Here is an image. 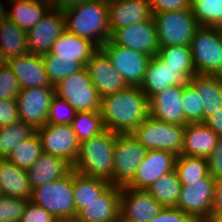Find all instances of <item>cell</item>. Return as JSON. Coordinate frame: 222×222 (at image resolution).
Here are the masks:
<instances>
[{"label":"cell","instance_id":"6da1fadb","mask_svg":"<svg viewBox=\"0 0 222 222\" xmlns=\"http://www.w3.org/2000/svg\"><path fill=\"white\" fill-rule=\"evenodd\" d=\"M100 112L106 130L129 134L149 116V99L140 87L127 86L102 97Z\"/></svg>","mask_w":222,"mask_h":222},{"label":"cell","instance_id":"7a4b0ae2","mask_svg":"<svg viewBox=\"0 0 222 222\" xmlns=\"http://www.w3.org/2000/svg\"><path fill=\"white\" fill-rule=\"evenodd\" d=\"M65 27L101 48L111 36L108 0H88L63 10Z\"/></svg>","mask_w":222,"mask_h":222},{"label":"cell","instance_id":"3957f363","mask_svg":"<svg viewBox=\"0 0 222 222\" xmlns=\"http://www.w3.org/2000/svg\"><path fill=\"white\" fill-rule=\"evenodd\" d=\"M117 133L109 130L80 142L72 169L89 177L104 179L113 185L114 147Z\"/></svg>","mask_w":222,"mask_h":222},{"label":"cell","instance_id":"277c9868","mask_svg":"<svg viewBox=\"0 0 222 222\" xmlns=\"http://www.w3.org/2000/svg\"><path fill=\"white\" fill-rule=\"evenodd\" d=\"M30 201L58 220L76 219L73 198V169L64 177L32 189Z\"/></svg>","mask_w":222,"mask_h":222},{"label":"cell","instance_id":"5b68a950","mask_svg":"<svg viewBox=\"0 0 222 222\" xmlns=\"http://www.w3.org/2000/svg\"><path fill=\"white\" fill-rule=\"evenodd\" d=\"M192 61L199 75L222 76V30L200 26L191 41Z\"/></svg>","mask_w":222,"mask_h":222},{"label":"cell","instance_id":"8992f818","mask_svg":"<svg viewBox=\"0 0 222 222\" xmlns=\"http://www.w3.org/2000/svg\"><path fill=\"white\" fill-rule=\"evenodd\" d=\"M185 126L166 123L150 115L131 133L147 150L168 151L176 156L183 149Z\"/></svg>","mask_w":222,"mask_h":222},{"label":"cell","instance_id":"52a82bcc","mask_svg":"<svg viewBox=\"0 0 222 222\" xmlns=\"http://www.w3.org/2000/svg\"><path fill=\"white\" fill-rule=\"evenodd\" d=\"M159 47L190 46L196 30L200 27L192 10L154 13Z\"/></svg>","mask_w":222,"mask_h":222},{"label":"cell","instance_id":"ba28073f","mask_svg":"<svg viewBox=\"0 0 222 222\" xmlns=\"http://www.w3.org/2000/svg\"><path fill=\"white\" fill-rule=\"evenodd\" d=\"M55 94L67 101L77 112L100 111L101 97L85 66L55 85Z\"/></svg>","mask_w":222,"mask_h":222},{"label":"cell","instance_id":"9c48e42d","mask_svg":"<svg viewBox=\"0 0 222 222\" xmlns=\"http://www.w3.org/2000/svg\"><path fill=\"white\" fill-rule=\"evenodd\" d=\"M147 151L131 133L117 134L114 147L113 185L125 186L133 178Z\"/></svg>","mask_w":222,"mask_h":222},{"label":"cell","instance_id":"30bf717a","mask_svg":"<svg viewBox=\"0 0 222 222\" xmlns=\"http://www.w3.org/2000/svg\"><path fill=\"white\" fill-rule=\"evenodd\" d=\"M101 49L120 73L127 86L139 87L143 81L150 55L113 43L110 39Z\"/></svg>","mask_w":222,"mask_h":222},{"label":"cell","instance_id":"8fae6325","mask_svg":"<svg viewBox=\"0 0 222 222\" xmlns=\"http://www.w3.org/2000/svg\"><path fill=\"white\" fill-rule=\"evenodd\" d=\"M216 180L209 174L200 181L181 186L176 207L191 215L197 222H204L211 214Z\"/></svg>","mask_w":222,"mask_h":222},{"label":"cell","instance_id":"7c38bea8","mask_svg":"<svg viewBox=\"0 0 222 222\" xmlns=\"http://www.w3.org/2000/svg\"><path fill=\"white\" fill-rule=\"evenodd\" d=\"M55 87L22 88L16 98L19 120L35 130L47 124Z\"/></svg>","mask_w":222,"mask_h":222},{"label":"cell","instance_id":"4fadbf2b","mask_svg":"<svg viewBox=\"0 0 222 222\" xmlns=\"http://www.w3.org/2000/svg\"><path fill=\"white\" fill-rule=\"evenodd\" d=\"M36 133L42 144L43 152L58 156L74 165L79 151L80 142L71 124L53 125L46 124L38 129Z\"/></svg>","mask_w":222,"mask_h":222},{"label":"cell","instance_id":"5bb4252c","mask_svg":"<svg viewBox=\"0 0 222 222\" xmlns=\"http://www.w3.org/2000/svg\"><path fill=\"white\" fill-rule=\"evenodd\" d=\"M110 30V40L113 43L140 51L151 57L157 55L159 44L156 24L153 17L142 23Z\"/></svg>","mask_w":222,"mask_h":222},{"label":"cell","instance_id":"9a60e30c","mask_svg":"<svg viewBox=\"0 0 222 222\" xmlns=\"http://www.w3.org/2000/svg\"><path fill=\"white\" fill-rule=\"evenodd\" d=\"M190 77L180 69L164 65L157 55L151 57L140 88L150 100L155 94L164 91L169 86H183L190 81Z\"/></svg>","mask_w":222,"mask_h":222},{"label":"cell","instance_id":"2e32d148","mask_svg":"<svg viewBox=\"0 0 222 222\" xmlns=\"http://www.w3.org/2000/svg\"><path fill=\"white\" fill-rule=\"evenodd\" d=\"M163 208L147 190L121 186L120 222H150Z\"/></svg>","mask_w":222,"mask_h":222},{"label":"cell","instance_id":"e0dca14e","mask_svg":"<svg viewBox=\"0 0 222 222\" xmlns=\"http://www.w3.org/2000/svg\"><path fill=\"white\" fill-rule=\"evenodd\" d=\"M66 30L62 10L51 8L47 14L27 32L30 53L43 55L50 52L54 41Z\"/></svg>","mask_w":222,"mask_h":222},{"label":"cell","instance_id":"ac0fdd59","mask_svg":"<svg viewBox=\"0 0 222 222\" xmlns=\"http://www.w3.org/2000/svg\"><path fill=\"white\" fill-rule=\"evenodd\" d=\"M176 155L162 150H148L133 178L125 185L147 190L158 178L175 169Z\"/></svg>","mask_w":222,"mask_h":222},{"label":"cell","instance_id":"d6986e66","mask_svg":"<svg viewBox=\"0 0 222 222\" xmlns=\"http://www.w3.org/2000/svg\"><path fill=\"white\" fill-rule=\"evenodd\" d=\"M85 68L101 98L127 87L122 76L101 48L93 54Z\"/></svg>","mask_w":222,"mask_h":222},{"label":"cell","instance_id":"ffe728a7","mask_svg":"<svg viewBox=\"0 0 222 222\" xmlns=\"http://www.w3.org/2000/svg\"><path fill=\"white\" fill-rule=\"evenodd\" d=\"M121 187L110 185L77 214L79 222H120Z\"/></svg>","mask_w":222,"mask_h":222},{"label":"cell","instance_id":"44dd1931","mask_svg":"<svg viewBox=\"0 0 222 222\" xmlns=\"http://www.w3.org/2000/svg\"><path fill=\"white\" fill-rule=\"evenodd\" d=\"M183 86H169L149 100V115L157 120L184 126Z\"/></svg>","mask_w":222,"mask_h":222},{"label":"cell","instance_id":"7402d4cb","mask_svg":"<svg viewBox=\"0 0 222 222\" xmlns=\"http://www.w3.org/2000/svg\"><path fill=\"white\" fill-rule=\"evenodd\" d=\"M17 77L20 87H55L51 85L45 71L42 55L28 53L6 62Z\"/></svg>","mask_w":222,"mask_h":222},{"label":"cell","instance_id":"603a6c76","mask_svg":"<svg viewBox=\"0 0 222 222\" xmlns=\"http://www.w3.org/2000/svg\"><path fill=\"white\" fill-rule=\"evenodd\" d=\"M108 6L110 29L142 23L153 17L148 0H108Z\"/></svg>","mask_w":222,"mask_h":222},{"label":"cell","instance_id":"cb8c5ba5","mask_svg":"<svg viewBox=\"0 0 222 222\" xmlns=\"http://www.w3.org/2000/svg\"><path fill=\"white\" fill-rule=\"evenodd\" d=\"M71 170L72 165L63 158L43 152L26 172L33 189L60 179Z\"/></svg>","mask_w":222,"mask_h":222},{"label":"cell","instance_id":"d4e9b609","mask_svg":"<svg viewBox=\"0 0 222 222\" xmlns=\"http://www.w3.org/2000/svg\"><path fill=\"white\" fill-rule=\"evenodd\" d=\"M98 49L91 41L65 30L54 41L49 53L58 58L72 59L85 66Z\"/></svg>","mask_w":222,"mask_h":222},{"label":"cell","instance_id":"484cf974","mask_svg":"<svg viewBox=\"0 0 222 222\" xmlns=\"http://www.w3.org/2000/svg\"><path fill=\"white\" fill-rule=\"evenodd\" d=\"M189 83L200 95V109H203V122L222 108V76L194 75Z\"/></svg>","mask_w":222,"mask_h":222},{"label":"cell","instance_id":"4316f807","mask_svg":"<svg viewBox=\"0 0 222 222\" xmlns=\"http://www.w3.org/2000/svg\"><path fill=\"white\" fill-rule=\"evenodd\" d=\"M218 136L204 123L185 125L182 153L207 158L214 150Z\"/></svg>","mask_w":222,"mask_h":222},{"label":"cell","instance_id":"83f0119b","mask_svg":"<svg viewBox=\"0 0 222 222\" xmlns=\"http://www.w3.org/2000/svg\"><path fill=\"white\" fill-rule=\"evenodd\" d=\"M0 194L29 201L32 195L26 170L6 159H0Z\"/></svg>","mask_w":222,"mask_h":222},{"label":"cell","instance_id":"f1b7e54d","mask_svg":"<svg viewBox=\"0 0 222 222\" xmlns=\"http://www.w3.org/2000/svg\"><path fill=\"white\" fill-rule=\"evenodd\" d=\"M28 53L27 32L9 18L3 20L0 23V61L7 62Z\"/></svg>","mask_w":222,"mask_h":222},{"label":"cell","instance_id":"f546056e","mask_svg":"<svg viewBox=\"0 0 222 222\" xmlns=\"http://www.w3.org/2000/svg\"><path fill=\"white\" fill-rule=\"evenodd\" d=\"M8 5V18L25 32L33 28L51 9L36 0H20Z\"/></svg>","mask_w":222,"mask_h":222},{"label":"cell","instance_id":"4dcf8cb0","mask_svg":"<svg viewBox=\"0 0 222 222\" xmlns=\"http://www.w3.org/2000/svg\"><path fill=\"white\" fill-rule=\"evenodd\" d=\"M111 184L100 178L89 177L73 170V198L78 214L85 204L96 199Z\"/></svg>","mask_w":222,"mask_h":222},{"label":"cell","instance_id":"1f68e13d","mask_svg":"<svg viewBox=\"0 0 222 222\" xmlns=\"http://www.w3.org/2000/svg\"><path fill=\"white\" fill-rule=\"evenodd\" d=\"M181 186L178 175L174 169L158 178L147 191L163 207H176Z\"/></svg>","mask_w":222,"mask_h":222},{"label":"cell","instance_id":"d6a6232c","mask_svg":"<svg viewBox=\"0 0 222 222\" xmlns=\"http://www.w3.org/2000/svg\"><path fill=\"white\" fill-rule=\"evenodd\" d=\"M175 171L182 186L190 185L208 175L207 159L181 154L176 157Z\"/></svg>","mask_w":222,"mask_h":222},{"label":"cell","instance_id":"836d02e7","mask_svg":"<svg viewBox=\"0 0 222 222\" xmlns=\"http://www.w3.org/2000/svg\"><path fill=\"white\" fill-rule=\"evenodd\" d=\"M42 153L41 140L35 132L30 138L14 147L6 160L14 163L18 168L27 170Z\"/></svg>","mask_w":222,"mask_h":222},{"label":"cell","instance_id":"e575fe53","mask_svg":"<svg viewBox=\"0 0 222 222\" xmlns=\"http://www.w3.org/2000/svg\"><path fill=\"white\" fill-rule=\"evenodd\" d=\"M36 130L23 121L0 127V159H6L21 141L30 138Z\"/></svg>","mask_w":222,"mask_h":222},{"label":"cell","instance_id":"d590c367","mask_svg":"<svg viewBox=\"0 0 222 222\" xmlns=\"http://www.w3.org/2000/svg\"><path fill=\"white\" fill-rule=\"evenodd\" d=\"M71 126L79 142L91 139L106 130L100 111L77 112Z\"/></svg>","mask_w":222,"mask_h":222},{"label":"cell","instance_id":"8d00e7d4","mask_svg":"<svg viewBox=\"0 0 222 222\" xmlns=\"http://www.w3.org/2000/svg\"><path fill=\"white\" fill-rule=\"evenodd\" d=\"M157 56L164 61V65L180 67L190 78L197 74L192 61L190 46L159 47Z\"/></svg>","mask_w":222,"mask_h":222},{"label":"cell","instance_id":"74e56055","mask_svg":"<svg viewBox=\"0 0 222 222\" xmlns=\"http://www.w3.org/2000/svg\"><path fill=\"white\" fill-rule=\"evenodd\" d=\"M191 10L199 26L222 30V0H193Z\"/></svg>","mask_w":222,"mask_h":222},{"label":"cell","instance_id":"f35d334b","mask_svg":"<svg viewBox=\"0 0 222 222\" xmlns=\"http://www.w3.org/2000/svg\"><path fill=\"white\" fill-rule=\"evenodd\" d=\"M45 71L51 85L55 86L62 79L81 70L84 66L77 61L55 57L54 54H43Z\"/></svg>","mask_w":222,"mask_h":222},{"label":"cell","instance_id":"ab89813d","mask_svg":"<svg viewBox=\"0 0 222 222\" xmlns=\"http://www.w3.org/2000/svg\"><path fill=\"white\" fill-rule=\"evenodd\" d=\"M182 107L184 126L187 124L203 123V109H200V95L195 88L187 83L183 85Z\"/></svg>","mask_w":222,"mask_h":222},{"label":"cell","instance_id":"60d3db41","mask_svg":"<svg viewBox=\"0 0 222 222\" xmlns=\"http://www.w3.org/2000/svg\"><path fill=\"white\" fill-rule=\"evenodd\" d=\"M77 111L65 100L55 95L51 101L48 124L66 125L71 124Z\"/></svg>","mask_w":222,"mask_h":222},{"label":"cell","instance_id":"b9f144b4","mask_svg":"<svg viewBox=\"0 0 222 222\" xmlns=\"http://www.w3.org/2000/svg\"><path fill=\"white\" fill-rule=\"evenodd\" d=\"M28 201L0 194V222H20Z\"/></svg>","mask_w":222,"mask_h":222},{"label":"cell","instance_id":"7bdbcfd3","mask_svg":"<svg viewBox=\"0 0 222 222\" xmlns=\"http://www.w3.org/2000/svg\"><path fill=\"white\" fill-rule=\"evenodd\" d=\"M21 90L17 77L6 62L0 64V99H16Z\"/></svg>","mask_w":222,"mask_h":222},{"label":"cell","instance_id":"ee69618b","mask_svg":"<svg viewBox=\"0 0 222 222\" xmlns=\"http://www.w3.org/2000/svg\"><path fill=\"white\" fill-rule=\"evenodd\" d=\"M58 219L48 213L44 208L28 201L20 222H57Z\"/></svg>","mask_w":222,"mask_h":222},{"label":"cell","instance_id":"f6af8a7d","mask_svg":"<svg viewBox=\"0 0 222 222\" xmlns=\"http://www.w3.org/2000/svg\"><path fill=\"white\" fill-rule=\"evenodd\" d=\"M152 15L166 11L191 9L190 0H148Z\"/></svg>","mask_w":222,"mask_h":222},{"label":"cell","instance_id":"bcb514c9","mask_svg":"<svg viewBox=\"0 0 222 222\" xmlns=\"http://www.w3.org/2000/svg\"><path fill=\"white\" fill-rule=\"evenodd\" d=\"M19 121L16 99H0V127L9 126Z\"/></svg>","mask_w":222,"mask_h":222},{"label":"cell","instance_id":"7dc6e473","mask_svg":"<svg viewBox=\"0 0 222 222\" xmlns=\"http://www.w3.org/2000/svg\"><path fill=\"white\" fill-rule=\"evenodd\" d=\"M206 159L208 174L216 181L222 179V137H218L214 150Z\"/></svg>","mask_w":222,"mask_h":222},{"label":"cell","instance_id":"c3c4849f","mask_svg":"<svg viewBox=\"0 0 222 222\" xmlns=\"http://www.w3.org/2000/svg\"><path fill=\"white\" fill-rule=\"evenodd\" d=\"M150 222H197L177 207H164Z\"/></svg>","mask_w":222,"mask_h":222},{"label":"cell","instance_id":"681fc988","mask_svg":"<svg viewBox=\"0 0 222 222\" xmlns=\"http://www.w3.org/2000/svg\"><path fill=\"white\" fill-rule=\"evenodd\" d=\"M218 137H222V108L207 117L204 122Z\"/></svg>","mask_w":222,"mask_h":222},{"label":"cell","instance_id":"f907efd6","mask_svg":"<svg viewBox=\"0 0 222 222\" xmlns=\"http://www.w3.org/2000/svg\"><path fill=\"white\" fill-rule=\"evenodd\" d=\"M211 214H222V179L217 180L215 183Z\"/></svg>","mask_w":222,"mask_h":222},{"label":"cell","instance_id":"816d5d0a","mask_svg":"<svg viewBox=\"0 0 222 222\" xmlns=\"http://www.w3.org/2000/svg\"><path fill=\"white\" fill-rule=\"evenodd\" d=\"M88 0H59V9L64 10Z\"/></svg>","mask_w":222,"mask_h":222},{"label":"cell","instance_id":"f5cc1de1","mask_svg":"<svg viewBox=\"0 0 222 222\" xmlns=\"http://www.w3.org/2000/svg\"><path fill=\"white\" fill-rule=\"evenodd\" d=\"M8 18V7L0 0V23Z\"/></svg>","mask_w":222,"mask_h":222},{"label":"cell","instance_id":"db71d44e","mask_svg":"<svg viewBox=\"0 0 222 222\" xmlns=\"http://www.w3.org/2000/svg\"><path fill=\"white\" fill-rule=\"evenodd\" d=\"M36 1L48 5L50 8L59 9V0H36Z\"/></svg>","mask_w":222,"mask_h":222},{"label":"cell","instance_id":"11a10c76","mask_svg":"<svg viewBox=\"0 0 222 222\" xmlns=\"http://www.w3.org/2000/svg\"><path fill=\"white\" fill-rule=\"evenodd\" d=\"M204 222H222V214H210Z\"/></svg>","mask_w":222,"mask_h":222},{"label":"cell","instance_id":"9f6ffc18","mask_svg":"<svg viewBox=\"0 0 222 222\" xmlns=\"http://www.w3.org/2000/svg\"><path fill=\"white\" fill-rule=\"evenodd\" d=\"M57 222H79L77 219L58 220Z\"/></svg>","mask_w":222,"mask_h":222},{"label":"cell","instance_id":"6f0895ef","mask_svg":"<svg viewBox=\"0 0 222 222\" xmlns=\"http://www.w3.org/2000/svg\"><path fill=\"white\" fill-rule=\"evenodd\" d=\"M7 1H8L7 3L9 4V3H12V2H15V1H20V0H7Z\"/></svg>","mask_w":222,"mask_h":222}]
</instances>
